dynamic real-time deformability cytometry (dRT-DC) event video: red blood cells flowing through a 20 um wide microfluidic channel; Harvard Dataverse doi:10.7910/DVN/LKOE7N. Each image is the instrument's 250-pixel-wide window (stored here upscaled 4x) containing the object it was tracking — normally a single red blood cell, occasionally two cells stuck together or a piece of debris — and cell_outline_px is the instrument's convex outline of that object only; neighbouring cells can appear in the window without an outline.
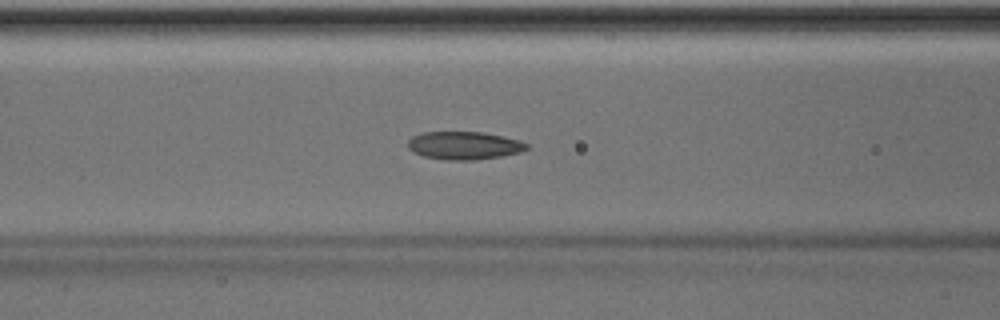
{"species": "Egyptian fruit bat (a non-hibernating species)", "species_latin": "Rousettus aegyptiacus", "temperature_condition": "room temperature", "stored_images_in_passage": 51, "camera_frame_rate_fps": 3000, "um_per_image_px": 0.085, "animal": {"sex": "male"}, "frame": {"image": 1, "passage_image": 21, "time_ms": 6.667, "image_size_px": [1000, 320], "cell_outline_px": [[528, 148], [520, 152], [500, 156], [476, 160], [448, 160], [424, 156], [412, 152], [408, 148], [408, 140], [412, 136], [424, 132], [484, 132], [520, 140], [528, 144]], "centroid_in_image_um": [39.44, 12.36], "position_along_channel_um": 127.2, "area_um2": 19.36}}
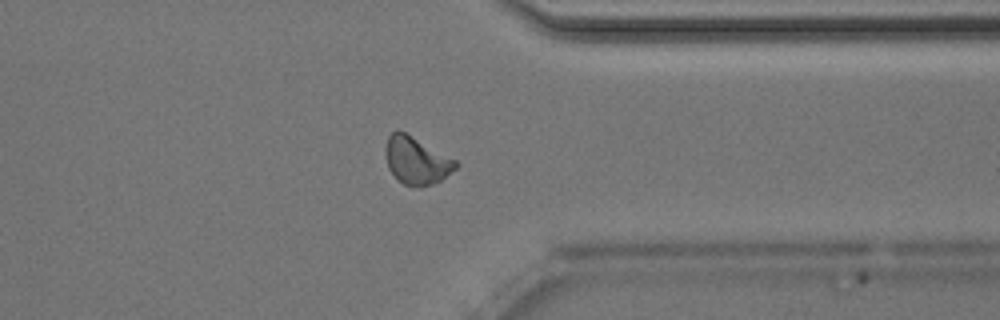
{"frame": {"image": 2, "passage_image": 40, "time_ms": 13.0, "image_size_px": [1000, 320], "cell_outline_px": [[460, 164], [456, 168], [440, 180], [432, 184], [420, 188], [404, 184], [388, 168], [384, 152], [384, 148], [388, 136], [396, 128], [404, 132], [456, 160]], "centroid_in_image_um": [35.37, 13.64], "position_along_channel_um": 376.0, "area_um2": 19.25}}
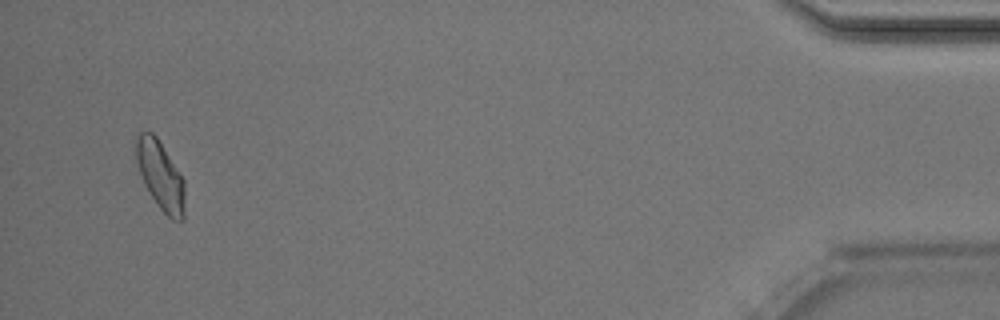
{"frame": {"image": 3, "passage_image": 49, "time_ms": 16.0, "image_size_px": [1000, 320], "cell_outline_px": [[184, 220], [172, 220], [156, 204], [144, 184], [136, 160], [132, 140], [140, 132], [152, 132], [156, 136], [184, 180]], "centroid_in_image_um": [13.6, 14.88], "position_along_channel_um": 421.6, "area_um2": 19.54}, "authors_computed_cell_mechanics": {"area_um2": 19.4786, "velocity_mm_per_s": 3.9951, "shape_relaxation_time_tau1_ms": 10.8362, "shape_relaxation_time_tau2_ms": 3.0332, "deformation_change_tau1": 0.2011, "deformation_change_tau2": 0.0912}}